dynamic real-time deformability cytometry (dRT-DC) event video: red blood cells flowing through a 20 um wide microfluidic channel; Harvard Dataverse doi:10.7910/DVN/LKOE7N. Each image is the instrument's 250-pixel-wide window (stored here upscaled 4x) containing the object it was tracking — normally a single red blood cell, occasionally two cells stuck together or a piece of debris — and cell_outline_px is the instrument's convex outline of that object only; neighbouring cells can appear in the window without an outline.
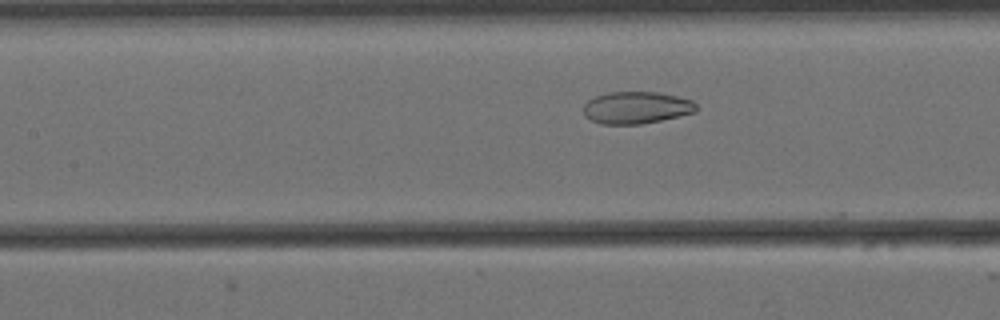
{"species": "Egyptian fruit bat (a non-hibernating species)", "species_latin": "Rousettus aegyptiacus", "temperature_condition": "cold", "stored_images_in_passage": 54, "camera_frame_rate_fps": 3000, "um_per_image_px": 0.085, "animal": {"sex": "female"}, "frame": {"image": 1, "passage_image": 21, "time_ms": 6.667, "image_size_px": [1000, 320], "cell_outline_px": [[696, 112], [660, 120], [640, 124], [600, 124], [584, 116], [584, 104], [588, 100], [596, 96], [608, 92], [660, 92], [692, 100], [696, 104]], "centroid_in_image_um": [54.08, 9.14], "position_along_channel_um": 153.3, "area_um2": 21.04}}
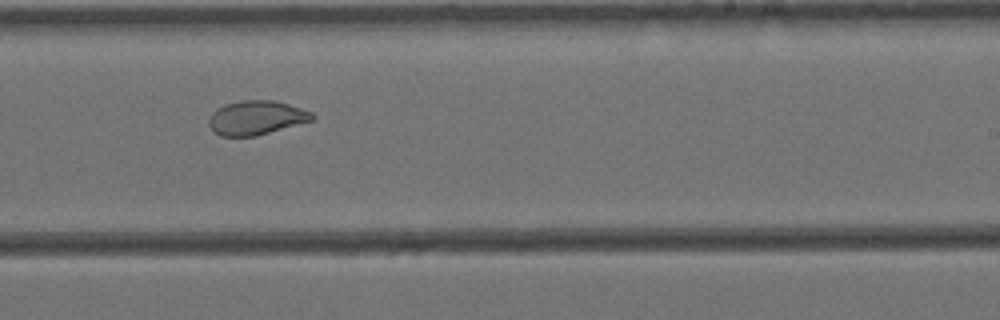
{"frame": {"image": 2, "passage_image": 31, "time_ms": 10.0, "image_size_px": [1000, 320], "cell_outline_px": [[316, 116], [312, 120], [256, 136], [220, 136], [208, 124], [208, 120], [212, 112], [216, 108], [224, 104], [244, 100], [272, 100], [288, 104], [312, 112]], "centroid_in_image_um": [21.76, 10.0], "position_along_channel_um": 267.2, "area_um2": 20.4}}
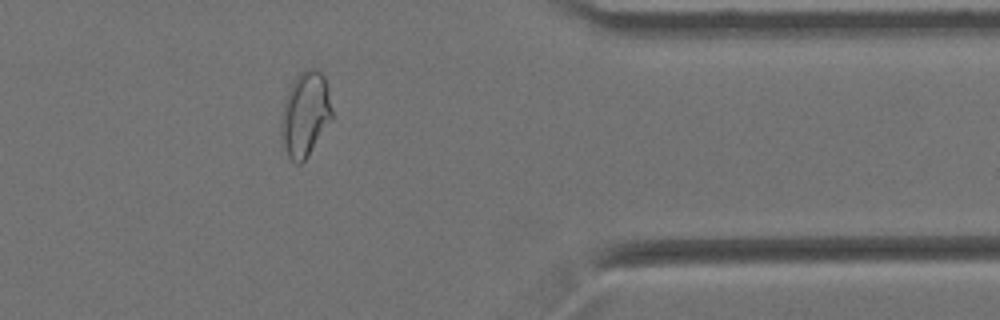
{"frame": {"image": 3, "passage_image": 43, "time_ms": 14.0, "image_size_px": [1000, 320], "cell_outline_px": [[332, 120], [304, 160], [300, 164], [296, 164], [288, 156], [284, 148], [280, 136], [280, 120], [284, 104], [288, 92], [296, 76], [304, 68], [316, 68], [324, 76], [328, 88], [332, 108]], "centroid_in_image_um": [25.94, 9.69], "position_along_channel_um": 385.5, "area_um2": 25.14}, "authors_computed_cell_mechanics": {"area_um2": 24.7962, "velocity_mm_per_s": 3.4417, "shape_relaxation_time_tau1_ms": null, "shape_relaxation_time_tau2_ms": 1.792, "deformation_change_tau1": null, "deformation_change_tau2": 0.0632}}